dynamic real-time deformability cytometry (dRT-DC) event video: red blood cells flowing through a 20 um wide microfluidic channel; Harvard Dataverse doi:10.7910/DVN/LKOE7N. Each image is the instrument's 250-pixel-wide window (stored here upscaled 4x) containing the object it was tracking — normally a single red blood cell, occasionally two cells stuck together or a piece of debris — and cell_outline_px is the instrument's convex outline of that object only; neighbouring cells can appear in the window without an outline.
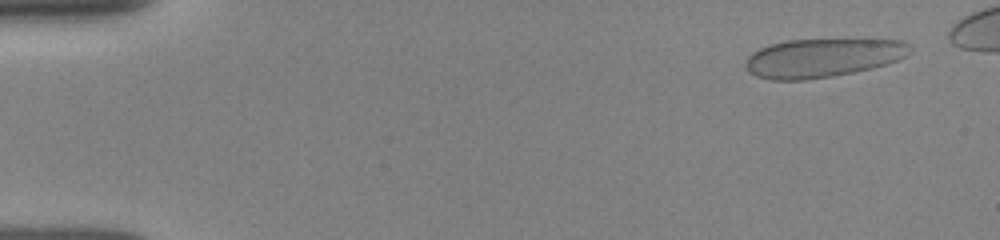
{"species": "human", "species_latin": "Homo sapiens", "temperature_condition": "room temperature", "stored_images_in_passage": 48, "camera_frame_rate_fps": 3000, "um_per_image_px": 0.085, "donor": {"sex": "female"}, "frame": {"image": 1, "passage_image": 3, "time_ms": 0.667, "image_size_px": [1000, 240], "cell_outline_px": [[912, 52], [896, 60], [872, 68], [852, 72], [804, 80], [772, 80], [756, 76], [748, 72], [744, 64], [748, 56], [752, 52], [760, 48], [772, 44], [788, 40], [900, 40], [908, 44], [912, 48]], "centroid_in_image_um": [69.87, 4.92], "position_along_channel_um": 15.1, "area_um2": 36.65}}
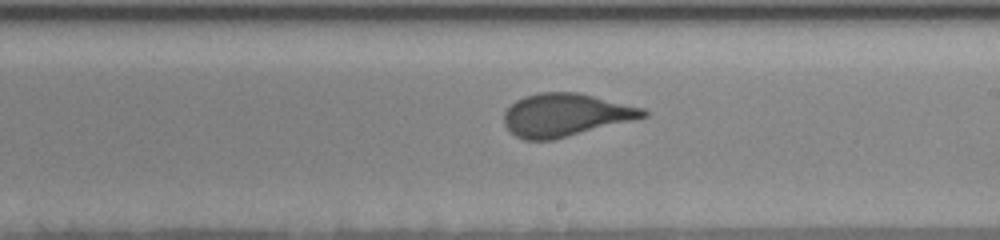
{"frame": {"image": 2, "passage_image": 29, "time_ms": 9.333, "image_size_px": [1000, 240], "cell_outline_px": [[648, 116], [556, 140], [524, 140], [508, 132], [504, 124], [504, 112], [516, 100], [524, 96], [540, 92], [576, 92], [644, 108], [648, 112]], "centroid_in_image_um": [48.04, 9.79], "position_along_channel_um": 241.0, "area_um2": 34.91}}
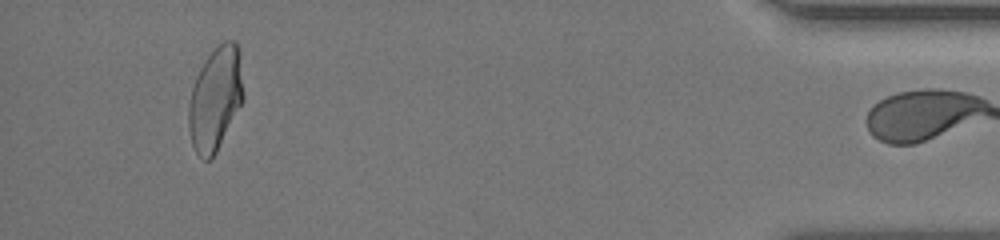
{"frame": {"image": 3, "passage_image": 47, "time_ms": 15.333, "image_size_px": [1000, 240], "cell_outline_px": [[244, 100], [216, 152], [208, 160], [204, 160], [196, 152], [192, 144], [188, 124], [188, 104], [192, 88], [196, 76], [200, 68], [208, 56], [224, 40], [236, 40], [240, 52], [244, 92]], "centroid_in_image_um": [18.33, 8.36], "position_along_channel_um": 416.9, "area_um2": 33.06}}